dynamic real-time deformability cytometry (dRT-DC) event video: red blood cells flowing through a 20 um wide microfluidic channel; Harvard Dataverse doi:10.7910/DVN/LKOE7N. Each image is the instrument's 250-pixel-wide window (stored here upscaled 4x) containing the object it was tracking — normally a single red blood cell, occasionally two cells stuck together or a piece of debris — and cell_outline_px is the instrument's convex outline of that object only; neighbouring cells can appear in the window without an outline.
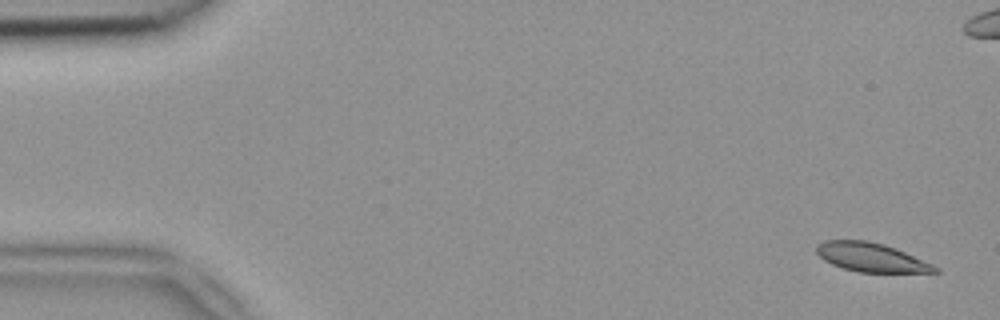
{"species": "common noctule bat (a hibernating species)", "species_latin": "Nyctalus noctula", "temperature_condition": "room temperature", "stored_images_in_passage": 51, "camera_frame_rate_fps": 3000, "um_per_image_px": 0.085, "animal": {"sex": "female", "body_mass_g": 18.4}, "frame": {"image": 1, "passage_image": 1, "time_ms": 0.0, "image_size_px": [1000, 320], "cell_outline_px": [[940, 272], [860, 272], [844, 268], [832, 264], [824, 260], [816, 252], [816, 248], [824, 240], [868, 240], [884, 244], [896, 248], [932, 264], [940, 268]], "centroid_in_image_um": [74.06, 21.87], "position_along_channel_um": 10.9, "area_um2": 19.77}}
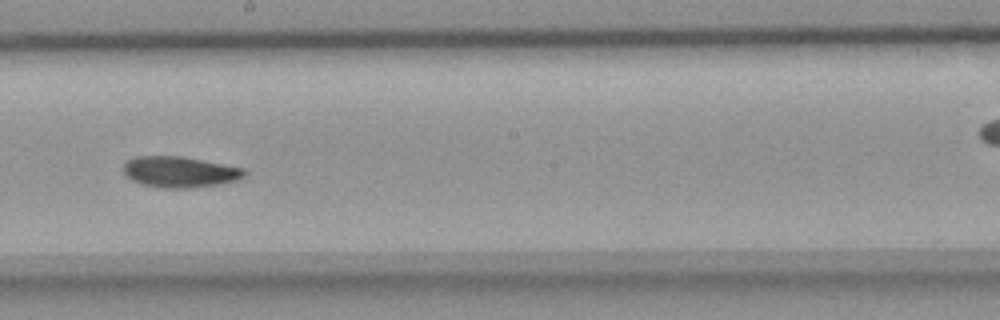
{"frame": {"image": 2, "passage_image": 28, "time_ms": 9.0, "image_size_px": [1000, 320], "cell_outline_px": [[248, 172], [240, 180], [220, 184], [188, 188], [168, 188], [144, 184], [132, 180], [124, 172], [124, 164], [128, 160], [136, 156], [184, 156], [244, 168]], "centroid_in_image_um": [15.35, 14.6], "position_along_channel_um": 232.9, "area_um2": 21.79}}
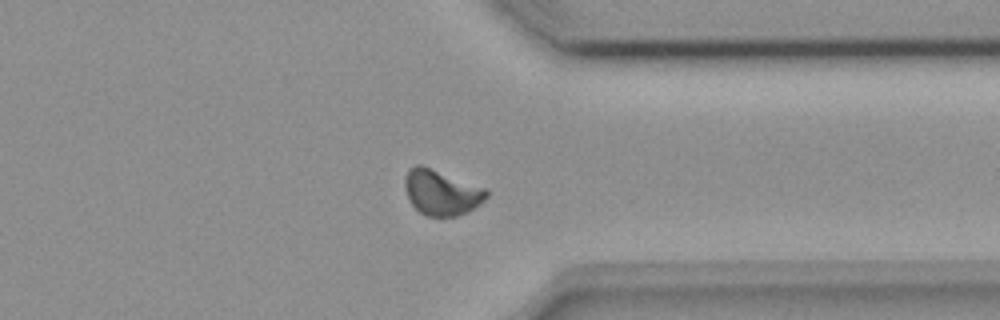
{"frame": {"image": 3, "passage_image": 39, "time_ms": 12.667, "image_size_px": [1000, 320], "cell_outline_px": [[488, 196], [480, 204], [468, 212], [456, 216], [428, 216], [420, 212], [408, 200], [404, 188], [404, 176], [408, 168], [416, 164], [420, 164], [488, 188]], "centroid_in_image_um": [37.51, 16.34], "position_along_channel_um": 373.9, "area_um2": 21.91}}